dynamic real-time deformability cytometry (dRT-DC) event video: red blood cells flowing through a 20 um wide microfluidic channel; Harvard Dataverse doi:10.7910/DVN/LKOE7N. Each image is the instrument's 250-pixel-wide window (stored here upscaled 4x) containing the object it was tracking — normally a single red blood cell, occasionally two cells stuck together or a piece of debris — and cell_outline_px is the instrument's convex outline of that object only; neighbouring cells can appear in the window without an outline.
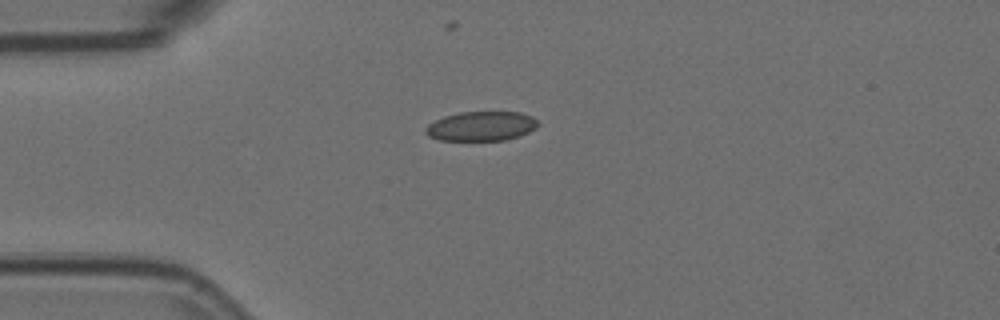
{"species": "Egyptian fruit bat (a non-hibernating species)", "species_latin": "Rousettus aegyptiacus", "temperature_condition": "room temperature", "stored_images_in_passage": 1, "camera_frame_rate_fps": 3000, "um_per_image_px": 0.085, "animal": {"sex": "female"}, "frame": {"image": 1, "passage_image": 1, "time_ms": 0.0, "image_size_px": [1000, 320], "cell_outline_px": [[540, 124], [536, 128], [520, 136], [504, 140], [440, 140], [428, 136], [424, 132], [424, 128], [428, 124], [444, 116], [460, 112], [520, 112], [532, 116]], "centroid_in_image_um": [40.9, 10.72], "position_along_channel_um": 44.1, "area_um2": 19.36}}